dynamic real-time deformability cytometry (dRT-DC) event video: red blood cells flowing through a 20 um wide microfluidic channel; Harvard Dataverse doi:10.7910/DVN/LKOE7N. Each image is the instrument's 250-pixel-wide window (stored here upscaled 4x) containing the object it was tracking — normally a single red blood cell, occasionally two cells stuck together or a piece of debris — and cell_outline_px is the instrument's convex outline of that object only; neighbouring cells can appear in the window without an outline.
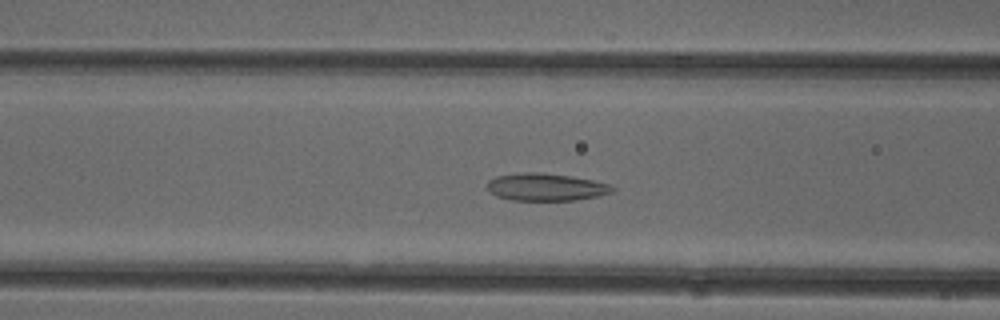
{"species": "common noctule bat (a hibernating species)", "species_latin": "Nyctalus noctula", "temperature_condition": "cold", "stored_images_in_passage": 37, "camera_frame_rate_fps": 3000, "um_per_image_px": 0.085, "animal": {"sex": "female"}, "frame": {"image": 1, "passage_image": 6, "time_ms": 1.667, "image_size_px": [1000, 320], "cell_outline_px": [[616, 188], [612, 192], [596, 196], [576, 200], [512, 200], [496, 196], [488, 188], [488, 180], [496, 176], [520, 172], [544, 172], [572, 176], [612, 184]], "centroid_in_image_um": [46.42, 15.88], "position_along_channel_um": 120.2, "area_um2": 20.11}}
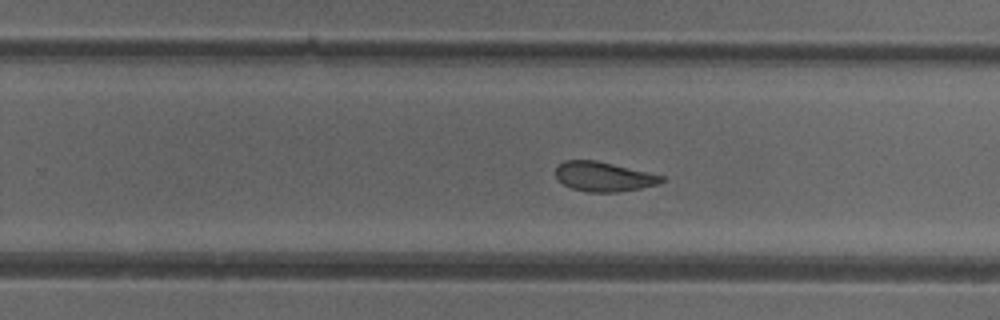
{"frame": {"image": 2, "passage_image": 18, "time_ms": 5.667, "image_size_px": [1000, 320], "cell_outline_px": [[664, 180], [660, 184], [640, 188], [616, 192], [588, 192], [572, 188], [564, 184], [556, 176], [556, 164], [564, 160], [596, 160], [664, 176]], "centroid_in_image_um": [51.3, 15.0], "position_along_channel_um": 278.5, "area_um2": 18.15}}
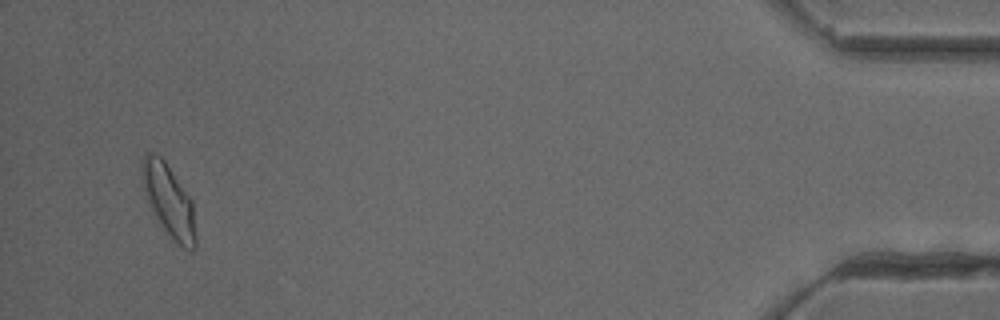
{"frame": {"image": 3, "passage_image": 35, "time_ms": 11.333, "image_size_px": [1000, 320], "cell_outline_px": [[196, 248], [188, 252], [176, 244], [156, 220], [144, 196], [140, 172], [140, 160], [144, 152], [152, 152], [160, 156], [164, 160], [192, 200], [196, 232]], "centroid_in_image_um": [14.31, 17.07], "position_along_channel_um": 420.9, "area_um2": 23.41}, "authors_computed_cell_mechanics": {"area_um2": 19.4786, "velocity_mm_per_s": 3.9642, "shape_relaxation_time_tau1_ms": null, "shape_relaxation_time_tau2_ms": 2.3802, "deformation_change_tau1": null, "deformation_change_tau2": 0.0861}}